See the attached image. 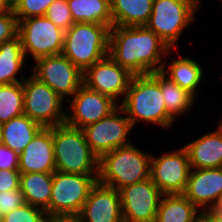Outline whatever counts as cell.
<instances>
[{"mask_svg": "<svg viewBox=\"0 0 222 222\" xmlns=\"http://www.w3.org/2000/svg\"><path fill=\"white\" fill-rule=\"evenodd\" d=\"M24 203V196L20 189L0 192V212L2 216L20 207Z\"/></svg>", "mask_w": 222, "mask_h": 222, "instance_id": "d6a6232c", "label": "cell"}, {"mask_svg": "<svg viewBox=\"0 0 222 222\" xmlns=\"http://www.w3.org/2000/svg\"><path fill=\"white\" fill-rule=\"evenodd\" d=\"M43 127L25 114L2 124L3 144L20 154Z\"/></svg>", "mask_w": 222, "mask_h": 222, "instance_id": "d4e9b609", "label": "cell"}, {"mask_svg": "<svg viewBox=\"0 0 222 222\" xmlns=\"http://www.w3.org/2000/svg\"><path fill=\"white\" fill-rule=\"evenodd\" d=\"M201 222H222V219L216 218L210 211L202 212Z\"/></svg>", "mask_w": 222, "mask_h": 222, "instance_id": "8d00e7d4", "label": "cell"}, {"mask_svg": "<svg viewBox=\"0 0 222 222\" xmlns=\"http://www.w3.org/2000/svg\"><path fill=\"white\" fill-rule=\"evenodd\" d=\"M161 93L168 114L175 120L188 112L193 106L195 97L181 88L161 72Z\"/></svg>", "mask_w": 222, "mask_h": 222, "instance_id": "4316f807", "label": "cell"}, {"mask_svg": "<svg viewBox=\"0 0 222 222\" xmlns=\"http://www.w3.org/2000/svg\"><path fill=\"white\" fill-rule=\"evenodd\" d=\"M24 94V114L41 125L50 128L65 123L66 111L62 99L47 84L32 74L22 82ZM64 110V111H63Z\"/></svg>", "mask_w": 222, "mask_h": 222, "instance_id": "ba28073f", "label": "cell"}, {"mask_svg": "<svg viewBox=\"0 0 222 222\" xmlns=\"http://www.w3.org/2000/svg\"><path fill=\"white\" fill-rule=\"evenodd\" d=\"M56 171L98 175L99 158L86 142L84 132L66 123L52 127Z\"/></svg>", "mask_w": 222, "mask_h": 222, "instance_id": "277c9868", "label": "cell"}, {"mask_svg": "<svg viewBox=\"0 0 222 222\" xmlns=\"http://www.w3.org/2000/svg\"><path fill=\"white\" fill-rule=\"evenodd\" d=\"M119 106L128 115L134 127L143 120L170 128L175 120L168 114L161 93V71L150 74L134 75L129 84L124 100Z\"/></svg>", "mask_w": 222, "mask_h": 222, "instance_id": "7a4b0ae2", "label": "cell"}, {"mask_svg": "<svg viewBox=\"0 0 222 222\" xmlns=\"http://www.w3.org/2000/svg\"><path fill=\"white\" fill-rule=\"evenodd\" d=\"M170 47L146 26H112L109 55L133 75L161 71Z\"/></svg>", "mask_w": 222, "mask_h": 222, "instance_id": "6da1fadb", "label": "cell"}, {"mask_svg": "<svg viewBox=\"0 0 222 222\" xmlns=\"http://www.w3.org/2000/svg\"><path fill=\"white\" fill-rule=\"evenodd\" d=\"M25 58L19 35L0 45V85L20 83L26 79L22 74ZM18 72L22 74L21 80L17 78Z\"/></svg>", "mask_w": 222, "mask_h": 222, "instance_id": "603a6c76", "label": "cell"}, {"mask_svg": "<svg viewBox=\"0 0 222 222\" xmlns=\"http://www.w3.org/2000/svg\"><path fill=\"white\" fill-rule=\"evenodd\" d=\"M79 222H124L119 191L98 181L78 214Z\"/></svg>", "mask_w": 222, "mask_h": 222, "instance_id": "2e32d148", "label": "cell"}, {"mask_svg": "<svg viewBox=\"0 0 222 222\" xmlns=\"http://www.w3.org/2000/svg\"><path fill=\"white\" fill-rule=\"evenodd\" d=\"M19 154L6 145L0 146V170H18Z\"/></svg>", "mask_w": 222, "mask_h": 222, "instance_id": "e575fe53", "label": "cell"}, {"mask_svg": "<svg viewBox=\"0 0 222 222\" xmlns=\"http://www.w3.org/2000/svg\"><path fill=\"white\" fill-rule=\"evenodd\" d=\"M46 211L24 203L1 218V222H43Z\"/></svg>", "mask_w": 222, "mask_h": 222, "instance_id": "f546056e", "label": "cell"}, {"mask_svg": "<svg viewBox=\"0 0 222 222\" xmlns=\"http://www.w3.org/2000/svg\"><path fill=\"white\" fill-rule=\"evenodd\" d=\"M13 10L12 0H0V14Z\"/></svg>", "mask_w": 222, "mask_h": 222, "instance_id": "74e56055", "label": "cell"}, {"mask_svg": "<svg viewBox=\"0 0 222 222\" xmlns=\"http://www.w3.org/2000/svg\"><path fill=\"white\" fill-rule=\"evenodd\" d=\"M191 166L184 147L166 152L159 158L151 155L150 178L164 195L183 194Z\"/></svg>", "mask_w": 222, "mask_h": 222, "instance_id": "7c38bea8", "label": "cell"}, {"mask_svg": "<svg viewBox=\"0 0 222 222\" xmlns=\"http://www.w3.org/2000/svg\"><path fill=\"white\" fill-rule=\"evenodd\" d=\"M18 22V35L25 57L31 54L35 61L41 57L62 54L65 31L46 16L30 17Z\"/></svg>", "mask_w": 222, "mask_h": 222, "instance_id": "9c48e42d", "label": "cell"}, {"mask_svg": "<svg viewBox=\"0 0 222 222\" xmlns=\"http://www.w3.org/2000/svg\"><path fill=\"white\" fill-rule=\"evenodd\" d=\"M20 174L56 171L52 127L42 128L19 154Z\"/></svg>", "mask_w": 222, "mask_h": 222, "instance_id": "ac0fdd59", "label": "cell"}, {"mask_svg": "<svg viewBox=\"0 0 222 222\" xmlns=\"http://www.w3.org/2000/svg\"><path fill=\"white\" fill-rule=\"evenodd\" d=\"M152 4L153 0H110L113 26H145Z\"/></svg>", "mask_w": 222, "mask_h": 222, "instance_id": "ffe728a7", "label": "cell"}, {"mask_svg": "<svg viewBox=\"0 0 222 222\" xmlns=\"http://www.w3.org/2000/svg\"><path fill=\"white\" fill-rule=\"evenodd\" d=\"M109 32L102 24L74 23L65 31L62 54L84 72L109 55Z\"/></svg>", "mask_w": 222, "mask_h": 222, "instance_id": "5b68a950", "label": "cell"}, {"mask_svg": "<svg viewBox=\"0 0 222 222\" xmlns=\"http://www.w3.org/2000/svg\"><path fill=\"white\" fill-rule=\"evenodd\" d=\"M131 129L132 123L120 106L109 116L82 128L86 142L99 159L116 148L131 144L127 138Z\"/></svg>", "mask_w": 222, "mask_h": 222, "instance_id": "8fae6325", "label": "cell"}, {"mask_svg": "<svg viewBox=\"0 0 222 222\" xmlns=\"http://www.w3.org/2000/svg\"><path fill=\"white\" fill-rule=\"evenodd\" d=\"M18 23L13 10L0 14V45L18 35Z\"/></svg>", "mask_w": 222, "mask_h": 222, "instance_id": "1f68e13d", "label": "cell"}, {"mask_svg": "<svg viewBox=\"0 0 222 222\" xmlns=\"http://www.w3.org/2000/svg\"><path fill=\"white\" fill-rule=\"evenodd\" d=\"M53 173H22L20 190L25 203L41 208L49 214Z\"/></svg>", "mask_w": 222, "mask_h": 222, "instance_id": "7402d4cb", "label": "cell"}, {"mask_svg": "<svg viewBox=\"0 0 222 222\" xmlns=\"http://www.w3.org/2000/svg\"><path fill=\"white\" fill-rule=\"evenodd\" d=\"M20 176L19 170H0V192L19 189Z\"/></svg>", "mask_w": 222, "mask_h": 222, "instance_id": "836d02e7", "label": "cell"}, {"mask_svg": "<svg viewBox=\"0 0 222 222\" xmlns=\"http://www.w3.org/2000/svg\"><path fill=\"white\" fill-rule=\"evenodd\" d=\"M3 145V131L2 124H0V146Z\"/></svg>", "mask_w": 222, "mask_h": 222, "instance_id": "ab89813d", "label": "cell"}, {"mask_svg": "<svg viewBox=\"0 0 222 222\" xmlns=\"http://www.w3.org/2000/svg\"><path fill=\"white\" fill-rule=\"evenodd\" d=\"M98 181V175H81L55 171L49 214L78 216L88 199L91 188Z\"/></svg>", "mask_w": 222, "mask_h": 222, "instance_id": "52a82bcc", "label": "cell"}, {"mask_svg": "<svg viewBox=\"0 0 222 222\" xmlns=\"http://www.w3.org/2000/svg\"><path fill=\"white\" fill-rule=\"evenodd\" d=\"M171 60L172 62L168 65L167 69H165L167 63L163 65L161 72L196 97V88L201 84L202 77H204V72L200 64L194 59L181 56L178 59Z\"/></svg>", "mask_w": 222, "mask_h": 222, "instance_id": "cb8c5ba5", "label": "cell"}, {"mask_svg": "<svg viewBox=\"0 0 222 222\" xmlns=\"http://www.w3.org/2000/svg\"><path fill=\"white\" fill-rule=\"evenodd\" d=\"M45 16L63 31H67L74 24L67 0H55Z\"/></svg>", "mask_w": 222, "mask_h": 222, "instance_id": "4dcf8cb0", "label": "cell"}, {"mask_svg": "<svg viewBox=\"0 0 222 222\" xmlns=\"http://www.w3.org/2000/svg\"><path fill=\"white\" fill-rule=\"evenodd\" d=\"M191 169L222 167V135L214 130L184 146Z\"/></svg>", "mask_w": 222, "mask_h": 222, "instance_id": "d6986e66", "label": "cell"}, {"mask_svg": "<svg viewBox=\"0 0 222 222\" xmlns=\"http://www.w3.org/2000/svg\"><path fill=\"white\" fill-rule=\"evenodd\" d=\"M217 203H222V196H221L220 200Z\"/></svg>", "mask_w": 222, "mask_h": 222, "instance_id": "b9f144b4", "label": "cell"}, {"mask_svg": "<svg viewBox=\"0 0 222 222\" xmlns=\"http://www.w3.org/2000/svg\"><path fill=\"white\" fill-rule=\"evenodd\" d=\"M151 154L133 143L116 148L99 159L98 182L119 190L150 178Z\"/></svg>", "mask_w": 222, "mask_h": 222, "instance_id": "3957f363", "label": "cell"}, {"mask_svg": "<svg viewBox=\"0 0 222 222\" xmlns=\"http://www.w3.org/2000/svg\"><path fill=\"white\" fill-rule=\"evenodd\" d=\"M133 76L127 68L120 66L107 55L83 72V84L93 91L111 97L119 104L117 98L123 96L124 100Z\"/></svg>", "mask_w": 222, "mask_h": 222, "instance_id": "5bb4252c", "label": "cell"}, {"mask_svg": "<svg viewBox=\"0 0 222 222\" xmlns=\"http://www.w3.org/2000/svg\"><path fill=\"white\" fill-rule=\"evenodd\" d=\"M124 222H155L164 195L151 178L118 190Z\"/></svg>", "mask_w": 222, "mask_h": 222, "instance_id": "4fadbf2b", "label": "cell"}, {"mask_svg": "<svg viewBox=\"0 0 222 222\" xmlns=\"http://www.w3.org/2000/svg\"><path fill=\"white\" fill-rule=\"evenodd\" d=\"M24 114L22 82L0 85V124Z\"/></svg>", "mask_w": 222, "mask_h": 222, "instance_id": "83f0119b", "label": "cell"}, {"mask_svg": "<svg viewBox=\"0 0 222 222\" xmlns=\"http://www.w3.org/2000/svg\"><path fill=\"white\" fill-rule=\"evenodd\" d=\"M70 98L65 123L75 128L98 122L115 111L119 104L111 97L87 88L84 84ZM71 110V111H69Z\"/></svg>", "mask_w": 222, "mask_h": 222, "instance_id": "9a60e30c", "label": "cell"}, {"mask_svg": "<svg viewBox=\"0 0 222 222\" xmlns=\"http://www.w3.org/2000/svg\"><path fill=\"white\" fill-rule=\"evenodd\" d=\"M183 195L202 212L209 211L222 196V167L191 169Z\"/></svg>", "mask_w": 222, "mask_h": 222, "instance_id": "e0dca14e", "label": "cell"}, {"mask_svg": "<svg viewBox=\"0 0 222 222\" xmlns=\"http://www.w3.org/2000/svg\"><path fill=\"white\" fill-rule=\"evenodd\" d=\"M34 62L31 74L64 100L83 85V72L63 54L41 57Z\"/></svg>", "mask_w": 222, "mask_h": 222, "instance_id": "30bf717a", "label": "cell"}, {"mask_svg": "<svg viewBox=\"0 0 222 222\" xmlns=\"http://www.w3.org/2000/svg\"><path fill=\"white\" fill-rule=\"evenodd\" d=\"M199 0H153L152 13L145 25L173 50L183 30L195 20Z\"/></svg>", "mask_w": 222, "mask_h": 222, "instance_id": "8992f818", "label": "cell"}, {"mask_svg": "<svg viewBox=\"0 0 222 222\" xmlns=\"http://www.w3.org/2000/svg\"><path fill=\"white\" fill-rule=\"evenodd\" d=\"M217 131L222 135V119H221V123L217 127Z\"/></svg>", "mask_w": 222, "mask_h": 222, "instance_id": "60d3db41", "label": "cell"}, {"mask_svg": "<svg viewBox=\"0 0 222 222\" xmlns=\"http://www.w3.org/2000/svg\"><path fill=\"white\" fill-rule=\"evenodd\" d=\"M74 23L113 26L110 0H67Z\"/></svg>", "mask_w": 222, "mask_h": 222, "instance_id": "484cf974", "label": "cell"}, {"mask_svg": "<svg viewBox=\"0 0 222 222\" xmlns=\"http://www.w3.org/2000/svg\"><path fill=\"white\" fill-rule=\"evenodd\" d=\"M43 222H79L78 216L46 214Z\"/></svg>", "mask_w": 222, "mask_h": 222, "instance_id": "d590c367", "label": "cell"}, {"mask_svg": "<svg viewBox=\"0 0 222 222\" xmlns=\"http://www.w3.org/2000/svg\"><path fill=\"white\" fill-rule=\"evenodd\" d=\"M198 210L183 194L163 195L155 222H201Z\"/></svg>", "mask_w": 222, "mask_h": 222, "instance_id": "44dd1931", "label": "cell"}, {"mask_svg": "<svg viewBox=\"0 0 222 222\" xmlns=\"http://www.w3.org/2000/svg\"><path fill=\"white\" fill-rule=\"evenodd\" d=\"M209 211L216 218L222 219V203H216Z\"/></svg>", "mask_w": 222, "mask_h": 222, "instance_id": "f35d334b", "label": "cell"}, {"mask_svg": "<svg viewBox=\"0 0 222 222\" xmlns=\"http://www.w3.org/2000/svg\"><path fill=\"white\" fill-rule=\"evenodd\" d=\"M55 0H15L13 11L18 21L30 17L45 16L49 6Z\"/></svg>", "mask_w": 222, "mask_h": 222, "instance_id": "f1b7e54d", "label": "cell"}]
</instances>
